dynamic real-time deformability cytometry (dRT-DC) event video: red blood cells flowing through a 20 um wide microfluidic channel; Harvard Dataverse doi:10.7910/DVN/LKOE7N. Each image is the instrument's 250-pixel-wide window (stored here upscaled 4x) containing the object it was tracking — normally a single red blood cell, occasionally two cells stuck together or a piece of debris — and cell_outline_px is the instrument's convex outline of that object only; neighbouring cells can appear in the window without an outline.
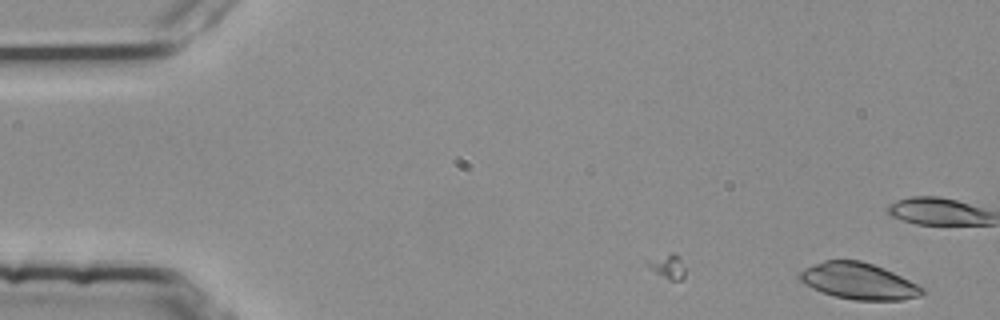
{"species": "common noctule bat (a hibernating species)", "species_latin": "Nyctalus noctula", "temperature_condition": "room temperature", "stored_images_in_passage": 16, "camera_frame_rate_fps": 3000, "um_per_image_px": 0.085, "animal": {"sex": "female", "body_mass_g": 25.1}, "frame": {"image": 1, "passage_image": 1, "time_ms": 0.0, "image_size_px": [1000, 320], "cell_outline_px": [[928, 288], [920, 296], [900, 300], [856, 300], [836, 296], [812, 288], [804, 284], [796, 276], [804, 268], [824, 260], [860, 260], [884, 268]], "centroid_in_image_um": [73.01, 23.89], "position_along_channel_um": 12.0, "area_um2": 26.07}}